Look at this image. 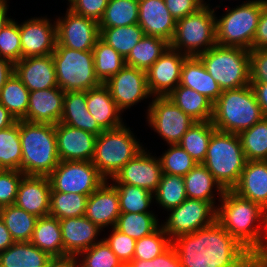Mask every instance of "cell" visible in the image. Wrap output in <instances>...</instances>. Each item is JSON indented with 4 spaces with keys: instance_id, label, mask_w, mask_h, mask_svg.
<instances>
[{
    "instance_id": "obj_8",
    "label": "cell",
    "mask_w": 267,
    "mask_h": 267,
    "mask_svg": "<svg viewBox=\"0 0 267 267\" xmlns=\"http://www.w3.org/2000/svg\"><path fill=\"white\" fill-rule=\"evenodd\" d=\"M267 0H252L233 9L226 8V15L216 18V44L251 50L258 21Z\"/></svg>"
},
{
    "instance_id": "obj_18",
    "label": "cell",
    "mask_w": 267,
    "mask_h": 267,
    "mask_svg": "<svg viewBox=\"0 0 267 267\" xmlns=\"http://www.w3.org/2000/svg\"><path fill=\"white\" fill-rule=\"evenodd\" d=\"M21 59L52 54L57 43L56 21L45 17L31 18L19 24Z\"/></svg>"
},
{
    "instance_id": "obj_52",
    "label": "cell",
    "mask_w": 267,
    "mask_h": 267,
    "mask_svg": "<svg viewBox=\"0 0 267 267\" xmlns=\"http://www.w3.org/2000/svg\"><path fill=\"white\" fill-rule=\"evenodd\" d=\"M69 3L68 9L72 12L99 23L107 7L108 0H71Z\"/></svg>"
},
{
    "instance_id": "obj_40",
    "label": "cell",
    "mask_w": 267,
    "mask_h": 267,
    "mask_svg": "<svg viewBox=\"0 0 267 267\" xmlns=\"http://www.w3.org/2000/svg\"><path fill=\"white\" fill-rule=\"evenodd\" d=\"M22 150L19 135V120L5 129L0 130V168L20 170Z\"/></svg>"
},
{
    "instance_id": "obj_25",
    "label": "cell",
    "mask_w": 267,
    "mask_h": 267,
    "mask_svg": "<svg viewBox=\"0 0 267 267\" xmlns=\"http://www.w3.org/2000/svg\"><path fill=\"white\" fill-rule=\"evenodd\" d=\"M138 24L145 35L171 42L176 21L166 8L164 0H139Z\"/></svg>"
},
{
    "instance_id": "obj_49",
    "label": "cell",
    "mask_w": 267,
    "mask_h": 267,
    "mask_svg": "<svg viewBox=\"0 0 267 267\" xmlns=\"http://www.w3.org/2000/svg\"><path fill=\"white\" fill-rule=\"evenodd\" d=\"M0 57L13 63L21 60L19 24L13 19L0 32Z\"/></svg>"
},
{
    "instance_id": "obj_30",
    "label": "cell",
    "mask_w": 267,
    "mask_h": 267,
    "mask_svg": "<svg viewBox=\"0 0 267 267\" xmlns=\"http://www.w3.org/2000/svg\"><path fill=\"white\" fill-rule=\"evenodd\" d=\"M53 259L31 242H14L0 252V267H48Z\"/></svg>"
},
{
    "instance_id": "obj_26",
    "label": "cell",
    "mask_w": 267,
    "mask_h": 267,
    "mask_svg": "<svg viewBox=\"0 0 267 267\" xmlns=\"http://www.w3.org/2000/svg\"><path fill=\"white\" fill-rule=\"evenodd\" d=\"M232 191L267 210V160L247 161Z\"/></svg>"
},
{
    "instance_id": "obj_59",
    "label": "cell",
    "mask_w": 267,
    "mask_h": 267,
    "mask_svg": "<svg viewBox=\"0 0 267 267\" xmlns=\"http://www.w3.org/2000/svg\"><path fill=\"white\" fill-rule=\"evenodd\" d=\"M252 86L258 104L261 106V110L264 118H267V83H250Z\"/></svg>"
},
{
    "instance_id": "obj_62",
    "label": "cell",
    "mask_w": 267,
    "mask_h": 267,
    "mask_svg": "<svg viewBox=\"0 0 267 267\" xmlns=\"http://www.w3.org/2000/svg\"><path fill=\"white\" fill-rule=\"evenodd\" d=\"M17 119L0 103V130L14 125Z\"/></svg>"
},
{
    "instance_id": "obj_5",
    "label": "cell",
    "mask_w": 267,
    "mask_h": 267,
    "mask_svg": "<svg viewBox=\"0 0 267 267\" xmlns=\"http://www.w3.org/2000/svg\"><path fill=\"white\" fill-rule=\"evenodd\" d=\"M247 163L238 134L215 130L202 163L223 190H232Z\"/></svg>"
},
{
    "instance_id": "obj_51",
    "label": "cell",
    "mask_w": 267,
    "mask_h": 267,
    "mask_svg": "<svg viewBox=\"0 0 267 267\" xmlns=\"http://www.w3.org/2000/svg\"><path fill=\"white\" fill-rule=\"evenodd\" d=\"M24 176L20 170L0 171V208L14 205L19 184Z\"/></svg>"
},
{
    "instance_id": "obj_31",
    "label": "cell",
    "mask_w": 267,
    "mask_h": 267,
    "mask_svg": "<svg viewBox=\"0 0 267 267\" xmlns=\"http://www.w3.org/2000/svg\"><path fill=\"white\" fill-rule=\"evenodd\" d=\"M168 97L196 122L212 120L213 102L195 90L179 84Z\"/></svg>"
},
{
    "instance_id": "obj_1",
    "label": "cell",
    "mask_w": 267,
    "mask_h": 267,
    "mask_svg": "<svg viewBox=\"0 0 267 267\" xmlns=\"http://www.w3.org/2000/svg\"><path fill=\"white\" fill-rule=\"evenodd\" d=\"M182 267H245L250 253L217 221L172 240Z\"/></svg>"
},
{
    "instance_id": "obj_6",
    "label": "cell",
    "mask_w": 267,
    "mask_h": 267,
    "mask_svg": "<svg viewBox=\"0 0 267 267\" xmlns=\"http://www.w3.org/2000/svg\"><path fill=\"white\" fill-rule=\"evenodd\" d=\"M197 57L222 91L250 85L249 50L216 44Z\"/></svg>"
},
{
    "instance_id": "obj_38",
    "label": "cell",
    "mask_w": 267,
    "mask_h": 267,
    "mask_svg": "<svg viewBox=\"0 0 267 267\" xmlns=\"http://www.w3.org/2000/svg\"><path fill=\"white\" fill-rule=\"evenodd\" d=\"M95 75L104 84L125 65V58L99 38L93 48Z\"/></svg>"
},
{
    "instance_id": "obj_46",
    "label": "cell",
    "mask_w": 267,
    "mask_h": 267,
    "mask_svg": "<svg viewBox=\"0 0 267 267\" xmlns=\"http://www.w3.org/2000/svg\"><path fill=\"white\" fill-rule=\"evenodd\" d=\"M172 245V241L160 226L152 234L136 240L133 259L152 260Z\"/></svg>"
},
{
    "instance_id": "obj_28",
    "label": "cell",
    "mask_w": 267,
    "mask_h": 267,
    "mask_svg": "<svg viewBox=\"0 0 267 267\" xmlns=\"http://www.w3.org/2000/svg\"><path fill=\"white\" fill-rule=\"evenodd\" d=\"M181 86L195 90L206 96L213 103L222 94V89L211 77L204 67L202 61L196 57H187L181 68Z\"/></svg>"
},
{
    "instance_id": "obj_64",
    "label": "cell",
    "mask_w": 267,
    "mask_h": 267,
    "mask_svg": "<svg viewBox=\"0 0 267 267\" xmlns=\"http://www.w3.org/2000/svg\"><path fill=\"white\" fill-rule=\"evenodd\" d=\"M8 5L6 0H0V32L12 20L7 16Z\"/></svg>"
},
{
    "instance_id": "obj_47",
    "label": "cell",
    "mask_w": 267,
    "mask_h": 267,
    "mask_svg": "<svg viewBox=\"0 0 267 267\" xmlns=\"http://www.w3.org/2000/svg\"><path fill=\"white\" fill-rule=\"evenodd\" d=\"M169 146L162 157H159L162 173L184 177L198 163L179 144Z\"/></svg>"
},
{
    "instance_id": "obj_29",
    "label": "cell",
    "mask_w": 267,
    "mask_h": 267,
    "mask_svg": "<svg viewBox=\"0 0 267 267\" xmlns=\"http://www.w3.org/2000/svg\"><path fill=\"white\" fill-rule=\"evenodd\" d=\"M30 242L54 259L69 257L63 249L59 219L50 215L37 218Z\"/></svg>"
},
{
    "instance_id": "obj_48",
    "label": "cell",
    "mask_w": 267,
    "mask_h": 267,
    "mask_svg": "<svg viewBox=\"0 0 267 267\" xmlns=\"http://www.w3.org/2000/svg\"><path fill=\"white\" fill-rule=\"evenodd\" d=\"M79 256L83 257V260L78 267H125L103 239L82 251L76 258Z\"/></svg>"
},
{
    "instance_id": "obj_14",
    "label": "cell",
    "mask_w": 267,
    "mask_h": 267,
    "mask_svg": "<svg viewBox=\"0 0 267 267\" xmlns=\"http://www.w3.org/2000/svg\"><path fill=\"white\" fill-rule=\"evenodd\" d=\"M65 17L56 20V46L78 51L93 50L100 38L99 24L67 8Z\"/></svg>"
},
{
    "instance_id": "obj_32",
    "label": "cell",
    "mask_w": 267,
    "mask_h": 267,
    "mask_svg": "<svg viewBox=\"0 0 267 267\" xmlns=\"http://www.w3.org/2000/svg\"><path fill=\"white\" fill-rule=\"evenodd\" d=\"M184 184L187 198L198 199L210 202L216 209L214 203L213 187L221 197L224 190L214 179L212 173L202 164L198 163L184 177Z\"/></svg>"
},
{
    "instance_id": "obj_3",
    "label": "cell",
    "mask_w": 267,
    "mask_h": 267,
    "mask_svg": "<svg viewBox=\"0 0 267 267\" xmlns=\"http://www.w3.org/2000/svg\"><path fill=\"white\" fill-rule=\"evenodd\" d=\"M19 135L21 172L27 176H48L60 162L55 125L19 120Z\"/></svg>"
},
{
    "instance_id": "obj_55",
    "label": "cell",
    "mask_w": 267,
    "mask_h": 267,
    "mask_svg": "<svg viewBox=\"0 0 267 267\" xmlns=\"http://www.w3.org/2000/svg\"><path fill=\"white\" fill-rule=\"evenodd\" d=\"M87 91H66L62 115L87 114Z\"/></svg>"
},
{
    "instance_id": "obj_15",
    "label": "cell",
    "mask_w": 267,
    "mask_h": 267,
    "mask_svg": "<svg viewBox=\"0 0 267 267\" xmlns=\"http://www.w3.org/2000/svg\"><path fill=\"white\" fill-rule=\"evenodd\" d=\"M104 85L122 112L151 95L147 86L146 71L127 65L110 77Z\"/></svg>"
},
{
    "instance_id": "obj_16",
    "label": "cell",
    "mask_w": 267,
    "mask_h": 267,
    "mask_svg": "<svg viewBox=\"0 0 267 267\" xmlns=\"http://www.w3.org/2000/svg\"><path fill=\"white\" fill-rule=\"evenodd\" d=\"M187 57L169 47L146 71L151 96H168L180 84L181 68Z\"/></svg>"
},
{
    "instance_id": "obj_57",
    "label": "cell",
    "mask_w": 267,
    "mask_h": 267,
    "mask_svg": "<svg viewBox=\"0 0 267 267\" xmlns=\"http://www.w3.org/2000/svg\"><path fill=\"white\" fill-rule=\"evenodd\" d=\"M60 123L70 125L90 132L96 136L101 134L104 130L98 125L94 117L87 111V114L80 115H62Z\"/></svg>"
},
{
    "instance_id": "obj_23",
    "label": "cell",
    "mask_w": 267,
    "mask_h": 267,
    "mask_svg": "<svg viewBox=\"0 0 267 267\" xmlns=\"http://www.w3.org/2000/svg\"><path fill=\"white\" fill-rule=\"evenodd\" d=\"M64 252L69 257H77L82 251L98 243L101 229L85 215L60 219Z\"/></svg>"
},
{
    "instance_id": "obj_41",
    "label": "cell",
    "mask_w": 267,
    "mask_h": 267,
    "mask_svg": "<svg viewBox=\"0 0 267 267\" xmlns=\"http://www.w3.org/2000/svg\"><path fill=\"white\" fill-rule=\"evenodd\" d=\"M247 161L267 160V118L238 134Z\"/></svg>"
},
{
    "instance_id": "obj_50",
    "label": "cell",
    "mask_w": 267,
    "mask_h": 267,
    "mask_svg": "<svg viewBox=\"0 0 267 267\" xmlns=\"http://www.w3.org/2000/svg\"><path fill=\"white\" fill-rule=\"evenodd\" d=\"M103 239L124 266L133 260L136 245V240L134 238H131L113 227L110 236Z\"/></svg>"
},
{
    "instance_id": "obj_37",
    "label": "cell",
    "mask_w": 267,
    "mask_h": 267,
    "mask_svg": "<svg viewBox=\"0 0 267 267\" xmlns=\"http://www.w3.org/2000/svg\"><path fill=\"white\" fill-rule=\"evenodd\" d=\"M216 130L212 121L195 122L183 135L179 145L197 162L203 163L210 139Z\"/></svg>"
},
{
    "instance_id": "obj_35",
    "label": "cell",
    "mask_w": 267,
    "mask_h": 267,
    "mask_svg": "<svg viewBox=\"0 0 267 267\" xmlns=\"http://www.w3.org/2000/svg\"><path fill=\"white\" fill-rule=\"evenodd\" d=\"M139 0H108L99 28L138 24Z\"/></svg>"
},
{
    "instance_id": "obj_10",
    "label": "cell",
    "mask_w": 267,
    "mask_h": 267,
    "mask_svg": "<svg viewBox=\"0 0 267 267\" xmlns=\"http://www.w3.org/2000/svg\"><path fill=\"white\" fill-rule=\"evenodd\" d=\"M57 84L66 91H88L102 83L95 75L93 50L78 51L55 46L52 53Z\"/></svg>"
},
{
    "instance_id": "obj_65",
    "label": "cell",
    "mask_w": 267,
    "mask_h": 267,
    "mask_svg": "<svg viewBox=\"0 0 267 267\" xmlns=\"http://www.w3.org/2000/svg\"><path fill=\"white\" fill-rule=\"evenodd\" d=\"M246 267H267V263L263 261L257 254H250Z\"/></svg>"
},
{
    "instance_id": "obj_24",
    "label": "cell",
    "mask_w": 267,
    "mask_h": 267,
    "mask_svg": "<svg viewBox=\"0 0 267 267\" xmlns=\"http://www.w3.org/2000/svg\"><path fill=\"white\" fill-rule=\"evenodd\" d=\"M121 214L117 189L107 180L87 198L85 216L101 230L115 227Z\"/></svg>"
},
{
    "instance_id": "obj_33",
    "label": "cell",
    "mask_w": 267,
    "mask_h": 267,
    "mask_svg": "<svg viewBox=\"0 0 267 267\" xmlns=\"http://www.w3.org/2000/svg\"><path fill=\"white\" fill-rule=\"evenodd\" d=\"M169 47L170 43L166 40L145 35L125 58V63L147 71Z\"/></svg>"
},
{
    "instance_id": "obj_44",
    "label": "cell",
    "mask_w": 267,
    "mask_h": 267,
    "mask_svg": "<svg viewBox=\"0 0 267 267\" xmlns=\"http://www.w3.org/2000/svg\"><path fill=\"white\" fill-rule=\"evenodd\" d=\"M156 202L168 211L187 199L183 176L162 173L159 186L153 193Z\"/></svg>"
},
{
    "instance_id": "obj_13",
    "label": "cell",
    "mask_w": 267,
    "mask_h": 267,
    "mask_svg": "<svg viewBox=\"0 0 267 267\" xmlns=\"http://www.w3.org/2000/svg\"><path fill=\"white\" fill-rule=\"evenodd\" d=\"M169 211L168 219L161 226L171 241L212 225L217 214V209L210 202L192 198Z\"/></svg>"
},
{
    "instance_id": "obj_22",
    "label": "cell",
    "mask_w": 267,
    "mask_h": 267,
    "mask_svg": "<svg viewBox=\"0 0 267 267\" xmlns=\"http://www.w3.org/2000/svg\"><path fill=\"white\" fill-rule=\"evenodd\" d=\"M50 192L48 176L25 175L19 184L14 205L38 218L48 216Z\"/></svg>"
},
{
    "instance_id": "obj_43",
    "label": "cell",
    "mask_w": 267,
    "mask_h": 267,
    "mask_svg": "<svg viewBox=\"0 0 267 267\" xmlns=\"http://www.w3.org/2000/svg\"><path fill=\"white\" fill-rule=\"evenodd\" d=\"M154 213H121L115 228L135 240L155 232L160 225Z\"/></svg>"
},
{
    "instance_id": "obj_56",
    "label": "cell",
    "mask_w": 267,
    "mask_h": 267,
    "mask_svg": "<svg viewBox=\"0 0 267 267\" xmlns=\"http://www.w3.org/2000/svg\"><path fill=\"white\" fill-rule=\"evenodd\" d=\"M166 8L171 13L175 21L195 13L203 7V0H164Z\"/></svg>"
},
{
    "instance_id": "obj_54",
    "label": "cell",
    "mask_w": 267,
    "mask_h": 267,
    "mask_svg": "<svg viewBox=\"0 0 267 267\" xmlns=\"http://www.w3.org/2000/svg\"><path fill=\"white\" fill-rule=\"evenodd\" d=\"M250 83H267V49L250 50Z\"/></svg>"
},
{
    "instance_id": "obj_42",
    "label": "cell",
    "mask_w": 267,
    "mask_h": 267,
    "mask_svg": "<svg viewBox=\"0 0 267 267\" xmlns=\"http://www.w3.org/2000/svg\"><path fill=\"white\" fill-rule=\"evenodd\" d=\"M87 195L77 193L50 192L49 215L57 219L85 215Z\"/></svg>"
},
{
    "instance_id": "obj_39",
    "label": "cell",
    "mask_w": 267,
    "mask_h": 267,
    "mask_svg": "<svg viewBox=\"0 0 267 267\" xmlns=\"http://www.w3.org/2000/svg\"><path fill=\"white\" fill-rule=\"evenodd\" d=\"M30 91L15 73L0 91V103L17 119L22 120L27 113Z\"/></svg>"
},
{
    "instance_id": "obj_58",
    "label": "cell",
    "mask_w": 267,
    "mask_h": 267,
    "mask_svg": "<svg viewBox=\"0 0 267 267\" xmlns=\"http://www.w3.org/2000/svg\"><path fill=\"white\" fill-rule=\"evenodd\" d=\"M267 49V5L263 8L251 50Z\"/></svg>"
},
{
    "instance_id": "obj_53",
    "label": "cell",
    "mask_w": 267,
    "mask_h": 267,
    "mask_svg": "<svg viewBox=\"0 0 267 267\" xmlns=\"http://www.w3.org/2000/svg\"><path fill=\"white\" fill-rule=\"evenodd\" d=\"M125 267H182L175 248L171 245L152 260L133 259Z\"/></svg>"
},
{
    "instance_id": "obj_60",
    "label": "cell",
    "mask_w": 267,
    "mask_h": 267,
    "mask_svg": "<svg viewBox=\"0 0 267 267\" xmlns=\"http://www.w3.org/2000/svg\"><path fill=\"white\" fill-rule=\"evenodd\" d=\"M14 74V63L9 59L0 57V91L7 80Z\"/></svg>"
},
{
    "instance_id": "obj_12",
    "label": "cell",
    "mask_w": 267,
    "mask_h": 267,
    "mask_svg": "<svg viewBox=\"0 0 267 267\" xmlns=\"http://www.w3.org/2000/svg\"><path fill=\"white\" fill-rule=\"evenodd\" d=\"M148 107V124L169 145L179 144L183 135L196 122L168 96L153 97Z\"/></svg>"
},
{
    "instance_id": "obj_2",
    "label": "cell",
    "mask_w": 267,
    "mask_h": 267,
    "mask_svg": "<svg viewBox=\"0 0 267 267\" xmlns=\"http://www.w3.org/2000/svg\"><path fill=\"white\" fill-rule=\"evenodd\" d=\"M220 198L216 221L250 254H257L266 239L267 210L232 190H224Z\"/></svg>"
},
{
    "instance_id": "obj_34",
    "label": "cell",
    "mask_w": 267,
    "mask_h": 267,
    "mask_svg": "<svg viewBox=\"0 0 267 267\" xmlns=\"http://www.w3.org/2000/svg\"><path fill=\"white\" fill-rule=\"evenodd\" d=\"M0 218L14 242H30L35 223L38 217L27 213L16 205H9L0 208Z\"/></svg>"
},
{
    "instance_id": "obj_19",
    "label": "cell",
    "mask_w": 267,
    "mask_h": 267,
    "mask_svg": "<svg viewBox=\"0 0 267 267\" xmlns=\"http://www.w3.org/2000/svg\"><path fill=\"white\" fill-rule=\"evenodd\" d=\"M60 161H92L97 136L63 123L55 125Z\"/></svg>"
},
{
    "instance_id": "obj_17",
    "label": "cell",
    "mask_w": 267,
    "mask_h": 267,
    "mask_svg": "<svg viewBox=\"0 0 267 267\" xmlns=\"http://www.w3.org/2000/svg\"><path fill=\"white\" fill-rule=\"evenodd\" d=\"M143 149L135 158L126 163L112 178L111 184H128L154 193L162 176L160 159L150 156Z\"/></svg>"
},
{
    "instance_id": "obj_9",
    "label": "cell",
    "mask_w": 267,
    "mask_h": 267,
    "mask_svg": "<svg viewBox=\"0 0 267 267\" xmlns=\"http://www.w3.org/2000/svg\"><path fill=\"white\" fill-rule=\"evenodd\" d=\"M214 13L215 10L205 4L195 13L177 20L170 48L188 57H196L216 45L218 17Z\"/></svg>"
},
{
    "instance_id": "obj_36",
    "label": "cell",
    "mask_w": 267,
    "mask_h": 267,
    "mask_svg": "<svg viewBox=\"0 0 267 267\" xmlns=\"http://www.w3.org/2000/svg\"><path fill=\"white\" fill-rule=\"evenodd\" d=\"M100 38L121 56L126 58L145 36L139 24L114 28H99Z\"/></svg>"
},
{
    "instance_id": "obj_61",
    "label": "cell",
    "mask_w": 267,
    "mask_h": 267,
    "mask_svg": "<svg viewBox=\"0 0 267 267\" xmlns=\"http://www.w3.org/2000/svg\"><path fill=\"white\" fill-rule=\"evenodd\" d=\"M14 243L10 232L5 226L3 220L0 218V252L5 251Z\"/></svg>"
},
{
    "instance_id": "obj_21",
    "label": "cell",
    "mask_w": 267,
    "mask_h": 267,
    "mask_svg": "<svg viewBox=\"0 0 267 267\" xmlns=\"http://www.w3.org/2000/svg\"><path fill=\"white\" fill-rule=\"evenodd\" d=\"M64 95L59 87L30 91L27 113L22 120L58 124L63 114Z\"/></svg>"
},
{
    "instance_id": "obj_20",
    "label": "cell",
    "mask_w": 267,
    "mask_h": 267,
    "mask_svg": "<svg viewBox=\"0 0 267 267\" xmlns=\"http://www.w3.org/2000/svg\"><path fill=\"white\" fill-rule=\"evenodd\" d=\"M14 73L29 91L58 87L52 54L22 58L14 63Z\"/></svg>"
},
{
    "instance_id": "obj_7",
    "label": "cell",
    "mask_w": 267,
    "mask_h": 267,
    "mask_svg": "<svg viewBox=\"0 0 267 267\" xmlns=\"http://www.w3.org/2000/svg\"><path fill=\"white\" fill-rule=\"evenodd\" d=\"M139 143L125 125L104 130L96 138L92 163L108 181L144 149Z\"/></svg>"
},
{
    "instance_id": "obj_45",
    "label": "cell",
    "mask_w": 267,
    "mask_h": 267,
    "mask_svg": "<svg viewBox=\"0 0 267 267\" xmlns=\"http://www.w3.org/2000/svg\"><path fill=\"white\" fill-rule=\"evenodd\" d=\"M117 189L121 213H152L148 211L153 193L128 184H112Z\"/></svg>"
},
{
    "instance_id": "obj_66",
    "label": "cell",
    "mask_w": 267,
    "mask_h": 267,
    "mask_svg": "<svg viewBox=\"0 0 267 267\" xmlns=\"http://www.w3.org/2000/svg\"><path fill=\"white\" fill-rule=\"evenodd\" d=\"M257 255L267 263V237L265 239L262 249L257 253Z\"/></svg>"
},
{
    "instance_id": "obj_63",
    "label": "cell",
    "mask_w": 267,
    "mask_h": 267,
    "mask_svg": "<svg viewBox=\"0 0 267 267\" xmlns=\"http://www.w3.org/2000/svg\"><path fill=\"white\" fill-rule=\"evenodd\" d=\"M78 259L75 257H68L63 259H53L48 267H78Z\"/></svg>"
},
{
    "instance_id": "obj_4",
    "label": "cell",
    "mask_w": 267,
    "mask_h": 267,
    "mask_svg": "<svg viewBox=\"0 0 267 267\" xmlns=\"http://www.w3.org/2000/svg\"><path fill=\"white\" fill-rule=\"evenodd\" d=\"M264 118L251 85L223 90L213 103L212 124L216 130L239 134Z\"/></svg>"
},
{
    "instance_id": "obj_27",
    "label": "cell",
    "mask_w": 267,
    "mask_h": 267,
    "mask_svg": "<svg viewBox=\"0 0 267 267\" xmlns=\"http://www.w3.org/2000/svg\"><path fill=\"white\" fill-rule=\"evenodd\" d=\"M87 109L103 130L116 129L124 125L120 116L122 111L104 84L87 91Z\"/></svg>"
},
{
    "instance_id": "obj_11",
    "label": "cell",
    "mask_w": 267,
    "mask_h": 267,
    "mask_svg": "<svg viewBox=\"0 0 267 267\" xmlns=\"http://www.w3.org/2000/svg\"><path fill=\"white\" fill-rule=\"evenodd\" d=\"M48 179L51 191L87 196L106 181L92 161H60Z\"/></svg>"
}]
</instances>
